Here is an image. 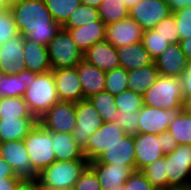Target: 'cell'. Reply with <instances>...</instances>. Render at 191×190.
I'll return each mask as SVG.
<instances>
[{
    "label": "cell",
    "instance_id": "49",
    "mask_svg": "<svg viewBox=\"0 0 191 190\" xmlns=\"http://www.w3.org/2000/svg\"><path fill=\"white\" fill-rule=\"evenodd\" d=\"M166 3L172 13L186 6L191 7V0H166Z\"/></svg>",
    "mask_w": 191,
    "mask_h": 190
},
{
    "label": "cell",
    "instance_id": "53",
    "mask_svg": "<svg viewBox=\"0 0 191 190\" xmlns=\"http://www.w3.org/2000/svg\"><path fill=\"white\" fill-rule=\"evenodd\" d=\"M102 1L103 0H81L83 5L91 6L96 9H98V7L101 5Z\"/></svg>",
    "mask_w": 191,
    "mask_h": 190
},
{
    "label": "cell",
    "instance_id": "18",
    "mask_svg": "<svg viewBox=\"0 0 191 190\" xmlns=\"http://www.w3.org/2000/svg\"><path fill=\"white\" fill-rule=\"evenodd\" d=\"M161 76L181 78L189 60L183 53L180 44H170L168 48L154 60Z\"/></svg>",
    "mask_w": 191,
    "mask_h": 190
},
{
    "label": "cell",
    "instance_id": "15",
    "mask_svg": "<svg viewBox=\"0 0 191 190\" xmlns=\"http://www.w3.org/2000/svg\"><path fill=\"white\" fill-rule=\"evenodd\" d=\"M160 134L138 133L134 136L136 171L164 157Z\"/></svg>",
    "mask_w": 191,
    "mask_h": 190
},
{
    "label": "cell",
    "instance_id": "30",
    "mask_svg": "<svg viewBox=\"0 0 191 190\" xmlns=\"http://www.w3.org/2000/svg\"><path fill=\"white\" fill-rule=\"evenodd\" d=\"M35 118L23 97L0 98V119Z\"/></svg>",
    "mask_w": 191,
    "mask_h": 190
},
{
    "label": "cell",
    "instance_id": "43",
    "mask_svg": "<svg viewBox=\"0 0 191 190\" xmlns=\"http://www.w3.org/2000/svg\"><path fill=\"white\" fill-rule=\"evenodd\" d=\"M180 40L191 37V7L186 6L173 12Z\"/></svg>",
    "mask_w": 191,
    "mask_h": 190
},
{
    "label": "cell",
    "instance_id": "31",
    "mask_svg": "<svg viewBox=\"0 0 191 190\" xmlns=\"http://www.w3.org/2000/svg\"><path fill=\"white\" fill-rule=\"evenodd\" d=\"M128 10L123 0H103L98 7L99 17L106 25L128 17Z\"/></svg>",
    "mask_w": 191,
    "mask_h": 190
},
{
    "label": "cell",
    "instance_id": "7",
    "mask_svg": "<svg viewBox=\"0 0 191 190\" xmlns=\"http://www.w3.org/2000/svg\"><path fill=\"white\" fill-rule=\"evenodd\" d=\"M168 189L189 187L191 183V145L180 144L164 155Z\"/></svg>",
    "mask_w": 191,
    "mask_h": 190
},
{
    "label": "cell",
    "instance_id": "5",
    "mask_svg": "<svg viewBox=\"0 0 191 190\" xmlns=\"http://www.w3.org/2000/svg\"><path fill=\"white\" fill-rule=\"evenodd\" d=\"M23 142L29 160L38 173L56 161L52 146V132L46 130L39 122L23 139Z\"/></svg>",
    "mask_w": 191,
    "mask_h": 190
},
{
    "label": "cell",
    "instance_id": "11",
    "mask_svg": "<svg viewBox=\"0 0 191 190\" xmlns=\"http://www.w3.org/2000/svg\"><path fill=\"white\" fill-rule=\"evenodd\" d=\"M125 136V132L115 122H103L82 150L84 158L88 162L94 161L106 148L118 143Z\"/></svg>",
    "mask_w": 191,
    "mask_h": 190
},
{
    "label": "cell",
    "instance_id": "13",
    "mask_svg": "<svg viewBox=\"0 0 191 190\" xmlns=\"http://www.w3.org/2000/svg\"><path fill=\"white\" fill-rule=\"evenodd\" d=\"M183 109L154 108L143 105L139 110V133L160 134L168 130L169 124L178 117Z\"/></svg>",
    "mask_w": 191,
    "mask_h": 190
},
{
    "label": "cell",
    "instance_id": "46",
    "mask_svg": "<svg viewBox=\"0 0 191 190\" xmlns=\"http://www.w3.org/2000/svg\"><path fill=\"white\" fill-rule=\"evenodd\" d=\"M161 148L164 155L172 153L173 150L178 146L175 138L171 135L170 132L164 131L161 133Z\"/></svg>",
    "mask_w": 191,
    "mask_h": 190
},
{
    "label": "cell",
    "instance_id": "36",
    "mask_svg": "<svg viewBox=\"0 0 191 190\" xmlns=\"http://www.w3.org/2000/svg\"><path fill=\"white\" fill-rule=\"evenodd\" d=\"M100 19L98 9L81 4L62 25V29L79 28Z\"/></svg>",
    "mask_w": 191,
    "mask_h": 190
},
{
    "label": "cell",
    "instance_id": "59",
    "mask_svg": "<svg viewBox=\"0 0 191 190\" xmlns=\"http://www.w3.org/2000/svg\"><path fill=\"white\" fill-rule=\"evenodd\" d=\"M168 190H191V186H189V187L170 188Z\"/></svg>",
    "mask_w": 191,
    "mask_h": 190
},
{
    "label": "cell",
    "instance_id": "24",
    "mask_svg": "<svg viewBox=\"0 0 191 190\" xmlns=\"http://www.w3.org/2000/svg\"><path fill=\"white\" fill-rule=\"evenodd\" d=\"M23 54L26 70L35 73H45L52 70L46 46L25 38Z\"/></svg>",
    "mask_w": 191,
    "mask_h": 190
},
{
    "label": "cell",
    "instance_id": "38",
    "mask_svg": "<svg viewBox=\"0 0 191 190\" xmlns=\"http://www.w3.org/2000/svg\"><path fill=\"white\" fill-rule=\"evenodd\" d=\"M141 43L144 45L153 60L159 57L170 45L166 39L160 36L153 29L144 31Z\"/></svg>",
    "mask_w": 191,
    "mask_h": 190
},
{
    "label": "cell",
    "instance_id": "4",
    "mask_svg": "<svg viewBox=\"0 0 191 190\" xmlns=\"http://www.w3.org/2000/svg\"><path fill=\"white\" fill-rule=\"evenodd\" d=\"M88 165L87 160L55 161L39 173L37 182L44 187L72 190Z\"/></svg>",
    "mask_w": 191,
    "mask_h": 190
},
{
    "label": "cell",
    "instance_id": "42",
    "mask_svg": "<svg viewBox=\"0 0 191 190\" xmlns=\"http://www.w3.org/2000/svg\"><path fill=\"white\" fill-rule=\"evenodd\" d=\"M19 34L10 10L0 11V45Z\"/></svg>",
    "mask_w": 191,
    "mask_h": 190
},
{
    "label": "cell",
    "instance_id": "21",
    "mask_svg": "<svg viewBox=\"0 0 191 190\" xmlns=\"http://www.w3.org/2000/svg\"><path fill=\"white\" fill-rule=\"evenodd\" d=\"M83 59L104 72L120 67L117 48L105 40L87 49L83 53Z\"/></svg>",
    "mask_w": 191,
    "mask_h": 190
},
{
    "label": "cell",
    "instance_id": "34",
    "mask_svg": "<svg viewBox=\"0 0 191 190\" xmlns=\"http://www.w3.org/2000/svg\"><path fill=\"white\" fill-rule=\"evenodd\" d=\"M47 9L52 18L61 26L72 15L78 6L82 4L81 0H44Z\"/></svg>",
    "mask_w": 191,
    "mask_h": 190
},
{
    "label": "cell",
    "instance_id": "26",
    "mask_svg": "<svg viewBox=\"0 0 191 190\" xmlns=\"http://www.w3.org/2000/svg\"><path fill=\"white\" fill-rule=\"evenodd\" d=\"M117 55L120 66L127 71L142 68L154 63V60L141 42L117 48Z\"/></svg>",
    "mask_w": 191,
    "mask_h": 190
},
{
    "label": "cell",
    "instance_id": "55",
    "mask_svg": "<svg viewBox=\"0 0 191 190\" xmlns=\"http://www.w3.org/2000/svg\"><path fill=\"white\" fill-rule=\"evenodd\" d=\"M183 109L191 114V97H188L184 100V106H183Z\"/></svg>",
    "mask_w": 191,
    "mask_h": 190
},
{
    "label": "cell",
    "instance_id": "39",
    "mask_svg": "<svg viewBox=\"0 0 191 190\" xmlns=\"http://www.w3.org/2000/svg\"><path fill=\"white\" fill-rule=\"evenodd\" d=\"M115 103L120 112L139 111L144 105L143 95L128 89L115 95Z\"/></svg>",
    "mask_w": 191,
    "mask_h": 190
},
{
    "label": "cell",
    "instance_id": "14",
    "mask_svg": "<svg viewBox=\"0 0 191 190\" xmlns=\"http://www.w3.org/2000/svg\"><path fill=\"white\" fill-rule=\"evenodd\" d=\"M144 30L131 17L106 25L105 41L120 48L133 43H140Z\"/></svg>",
    "mask_w": 191,
    "mask_h": 190
},
{
    "label": "cell",
    "instance_id": "8",
    "mask_svg": "<svg viewBox=\"0 0 191 190\" xmlns=\"http://www.w3.org/2000/svg\"><path fill=\"white\" fill-rule=\"evenodd\" d=\"M0 157L12 167L16 177L22 180H37L39 173L29 160L23 140L0 142Z\"/></svg>",
    "mask_w": 191,
    "mask_h": 190
},
{
    "label": "cell",
    "instance_id": "50",
    "mask_svg": "<svg viewBox=\"0 0 191 190\" xmlns=\"http://www.w3.org/2000/svg\"><path fill=\"white\" fill-rule=\"evenodd\" d=\"M2 177H15L12 167L0 157V178Z\"/></svg>",
    "mask_w": 191,
    "mask_h": 190
},
{
    "label": "cell",
    "instance_id": "25",
    "mask_svg": "<svg viewBox=\"0 0 191 190\" xmlns=\"http://www.w3.org/2000/svg\"><path fill=\"white\" fill-rule=\"evenodd\" d=\"M35 79L36 73L26 69L18 74L0 72V98L23 97L27 86H30Z\"/></svg>",
    "mask_w": 191,
    "mask_h": 190
},
{
    "label": "cell",
    "instance_id": "45",
    "mask_svg": "<svg viewBox=\"0 0 191 190\" xmlns=\"http://www.w3.org/2000/svg\"><path fill=\"white\" fill-rule=\"evenodd\" d=\"M125 190H156L141 171H135L125 182Z\"/></svg>",
    "mask_w": 191,
    "mask_h": 190
},
{
    "label": "cell",
    "instance_id": "1",
    "mask_svg": "<svg viewBox=\"0 0 191 190\" xmlns=\"http://www.w3.org/2000/svg\"><path fill=\"white\" fill-rule=\"evenodd\" d=\"M9 10L20 34L46 47L62 28L53 20L44 0H24Z\"/></svg>",
    "mask_w": 191,
    "mask_h": 190
},
{
    "label": "cell",
    "instance_id": "23",
    "mask_svg": "<svg viewBox=\"0 0 191 190\" xmlns=\"http://www.w3.org/2000/svg\"><path fill=\"white\" fill-rule=\"evenodd\" d=\"M76 45L83 53L94 44L104 41L106 35V24L99 19L79 28L67 30Z\"/></svg>",
    "mask_w": 191,
    "mask_h": 190
},
{
    "label": "cell",
    "instance_id": "54",
    "mask_svg": "<svg viewBox=\"0 0 191 190\" xmlns=\"http://www.w3.org/2000/svg\"><path fill=\"white\" fill-rule=\"evenodd\" d=\"M5 1V4H6V7L8 9L18 5L19 3H21L22 1L24 0H4Z\"/></svg>",
    "mask_w": 191,
    "mask_h": 190
},
{
    "label": "cell",
    "instance_id": "37",
    "mask_svg": "<svg viewBox=\"0 0 191 190\" xmlns=\"http://www.w3.org/2000/svg\"><path fill=\"white\" fill-rule=\"evenodd\" d=\"M128 71L123 67H117L107 71L105 76V91L112 95H118L128 90Z\"/></svg>",
    "mask_w": 191,
    "mask_h": 190
},
{
    "label": "cell",
    "instance_id": "44",
    "mask_svg": "<svg viewBox=\"0 0 191 190\" xmlns=\"http://www.w3.org/2000/svg\"><path fill=\"white\" fill-rule=\"evenodd\" d=\"M72 190H101L96 173L87 166L80 174Z\"/></svg>",
    "mask_w": 191,
    "mask_h": 190
},
{
    "label": "cell",
    "instance_id": "16",
    "mask_svg": "<svg viewBox=\"0 0 191 190\" xmlns=\"http://www.w3.org/2000/svg\"><path fill=\"white\" fill-rule=\"evenodd\" d=\"M89 164H115L131 166L136 171L134 136L126 135L118 143L106 148Z\"/></svg>",
    "mask_w": 191,
    "mask_h": 190
},
{
    "label": "cell",
    "instance_id": "60",
    "mask_svg": "<svg viewBox=\"0 0 191 190\" xmlns=\"http://www.w3.org/2000/svg\"><path fill=\"white\" fill-rule=\"evenodd\" d=\"M115 190H125L124 186H120V189H115Z\"/></svg>",
    "mask_w": 191,
    "mask_h": 190
},
{
    "label": "cell",
    "instance_id": "51",
    "mask_svg": "<svg viewBox=\"0 0 191 190\" xmlns=\"http://www.w3.org/2000/svg\"><path fill=\"white\" fill-rule=\"evenodd\" d=\"M16 190H39V183L37 180H23Z\"/></svg>",
    "mask_w": 191,
    "mask_h": 190
},
{
    "label": "cell",
    "instance_id": "28",
    "mask_svg": "<svg viewBox=\"0 0 191 190\" xmlns=\"http://www.w3.org/2000/svg\"><path fill=\"white\" fill-rule=\"evenodd\" d=\"M37 123L36 118L0 119V142L23 140Z\"/></svg>",
    "mask_w": 191,
    "mask_h": 190
},
{
    "label": "cell",
    "instance_id": "17",
    "mask_svg": "<svg viewBox=\"0 0 191 190\" xmlns=\"http://www.w3.org/2000/svg\"><path fill=\"white\" fill-rule=\"evenodd\" d=\"M55 87L60 101L80 102L83 90L76 67L52 70Z\"/></svg>",
    "mask_w": 191,
    "mask_h": 190
},
{
    "label": "cell",
    "instance_id": "56",
    "mask_svg": "<svg viewBox=\"0 0 191 190\" xmlns=\"http://www.w3.org/2000/svg\"><path fill=\"white\" fill-rule=\"evenodd\" d=\"M126 7L128 9H130L131 7H133L134 5H136L140 0H123Z\"/></svg>",
    "mask_w": 191,
    "mask_h": 190
},
{
    "label": "cell",
    "instance_id": "22",
    "mask_svg": "<svg viewBox=\"0 0 191 190\" xmlns=\"http://www.w3.org/2000/svg\"><path fill=\"white\" fill-rule=\"evenodd\" d=\"M83 90V100L105 91L106 72L82 59L76 66Z\"/></svg>",
    "mask_w": 191,
    "mask_h": 190
},
{
    "label": "cell",
    "instance_id": "33",
    "mask_svg": "<svg viewBox=\"0 0 191 190\" xmlns=\"http://www.w3.org/2000/svg\"><path fill=\"white\" fill-rule=\"evenodd\" d=\"M168 132L175 138L178 145H191V114L183 109L169 124Z\"/></svg>",
    "mask_w": 191,
    "mask_h": 190
},
{
    "label": "cell",
    "instance_id": "48",
    "mask_svg": "<svg viewBox=\"0 0 191 190\" xmlns=\"http://www.w3.org/2000/svg\"><path fill=\"white\" fill-rule=\"evenodd\" d=\"M23 180L19 177H2L0 178V190H16Z\"/></svg>",
    "mask_w": 191,
    "mask_h": 190
},
{
    "label": "cell",
    "instance_id": "3",
    "mask_svg": "<svg viewBox=\"0 0 191 190\" xmlns=\"http://www.w3.org/2000/svg\"><path fill=\"white\" fill-rule=\"evenodd\" d=\"M143 104L154 108L183 109L184 95L180 78L159 76L144 93Z\"/></svg>",
    "mask_w": 191,
    "mask_h": 190
},
{
    "label": "cell",
    "instance_id": "32",
    "mask_svg": "<svg viewBox=\"0 0 191 190\" xmlns=\"http://www.w3.org/2000/svg\"><path fill=\"white\" fill-rule=\"evenodd\" d=\"M102 118V122H113L118 111L115 103V95L103 91L88 98Z\"/></svg>",
    "mask_w": 191,
    "mask_h": 190
},
{
    "label": "cell",
    "instance_id": "41",
    "mask_svg": "<svg viewBox=\"0 0 191 190\" xmlns=\"http://www.w3.org/2000/svg\"><path fill=\"white\" fill-rule=\"evenodd\" d=\"M153 30L166 39L170 44H175L180 41L173 13L159 22Z\"/></svg>",
    "mask_w": 191,
    "mask_h": 190
},
{
    "label": "cell",
    "instance_id": "29",
    "mask_svg": "<svg viewBox=\"0 0 191 190\" xmlns=\"http://www.w3.org/2000/svg\"><path fill=\"white\" fill-rule=\"evenodd\" d=\"M128 89L144 94L160 76L155 63L128 71Z\"/></svg>",
    "mask_w": 191,
    "mask_h": 190
},
{
    "label": "cell",
    "instance_id": "20",
    "mask_svg": "<svg viewBox=\"0 0 191 190\" xmlns=\"http://www.w3.org/2000/svg\"><path fill=\"white\" fill-rule=\"evenodd\" d=\"M100 182L101 190H115L124 186L128 178L135 172L131 166L115 164H89Z\"/></svg>",
    "mask_w": 191,
    "mask_h": 190
},
{
    "label": "cell",
    "instance_id": "6",
    "mask_svg": "<svg viewBox=\"0 0 191 190\" xmlns=\"http://www.w3.org/2000/svg\"><path fill=\"white\" fill-rule=\"evenodd\" d=\"M47 48L52 70L74 68L83 59V51L79 49L68 31L62 28Z\"/></svg>",
    "mask_w": 191,
    "mask_h": 190
},
{
    "label": "cell",
    "instance_id": "52",
    "mask_svg": "<svg viewBox=\"0 0 191 190\" xmlns=\"http://www.w3.org/2000/svg\"><path fill=\"white\" fill-rule=\"evenodd\" d=\"M178 43L180 44V47L187 59L191 61V37L184 40H180Z\"/></svg>",
    "mask_w": 191,
    "mask_h": 190
},
{
    "label": "cell",
    "instance_id": "35",
    "mask_svg": "<svg viewBox=\"0 0 191 190\" xmlns=\"http://www.w3.org/2000/svg\"><path fill=\"white\" fill-rule=\"evenodd\" d=\"M140 171L156 190H168L164 157L155 160Z\"/></svg>",
    "mask_w": 191,
    "mask_h": 190
},
{
    "label": "cell",
    "instance_id": "10",
    "mask_svg": "<svg viewBox=\"0 0 191 190\" xmlns=\"http://www.w3.org/2000/svg\"><path fill=\"white\" fill-rule=\"evenodd\" d=\"M38 122L48 131L72 134L76 127V103L59 101Z\"/></svg>",
    "mask_w": 191,
    "mask_h": 190
},
{
    "label": "cell",
    "instance_id": "19",
    "mask_svg": "<svg viewBox=\"0 0 191 190\" xmlns=\"http://www.w3.org/2000/svg\"><path fill=\"white\" fill-rule=\"evenodd\" d=\"M24 42L25 37L19 34L0 45V72L18 74L25 69L23 61Z\"/></svg>",
    "mask_w": 191,
    "mask_h": 190
},
{
    "label": "cell",
    "instance_id": "40",
    "mask_svg": "<svg viewBox=\"0 0 191 190\" xmlns=\"http://www.w3.org/2000/svg\"><path fill=\"white\" fill-rule=\"evenodd\" d=\"M139 111L120 112L115 114L114 121L128 136H135L139 133Z\"/></svg>",
    "mask_w": 191,
    "mask_h": 190
},
{
    "label": "cell",
    "instance_id": "58",
    "mask_svg": "<svg viewBox=\"0 0 191 190\" xmlns=\"http://www.w3.org/2000/svg\"><path fill=\"white\" fill-rule=\"evenodd\" d=\"M39 190H64V189L50 188V187H44L39 185Z\"/></svg>",
    "mask_w": 191,
    "mask_h": 190
},
{
    "label": "cell",
    "instance_id": "12",
    "mask_svg": "<svg viewBox=\"0 0 191 190\" xmlns=\"http://www.w3.org/2000/svg\"><path fill=\"white\" fill-rule=\"evenodd\" d=\"M128 12L129 17L134 19L144 31L153 29L172 14L166 0H140Z\"/></svg>",
    "mask_w": 191,
    "mask_h": 190
},
{
    "label": "cell",
    "instance_id": "2",
    "mask_svg": "<svg viewBox=\"0 0 191 190\" xmlns=\"http://www.w3.org/2000/svg\"><path fill=\"white\" fill-rule=\"evenodd\" d=\"M23 99L27 103L30 113L37 120L59 102L52 70L36 73V79L30 86H27Z\"/></svg>",
    "mask_w": 191,
    "mask_h": 190
},
{
    "label": "cell",
    "instance_id": "47",
    "mask_svg": "<svg viewBox=\"0 0 191 190\" xmlns=\"http://www.w3.org/2000/svg\"><path fill=\"white\" fill-rule=\"evenodd\" d=\"M180 79L185 100L186 98L191 97V61H189L188 66Z\"/></svg>",
    "mask_w": 191,
    "mask_h": 190
},
{
    "label": "cell",
    "instance_id": "27",
    "mask_svg": "<svg viewBox=\"0 0 191 190\" xmlns=\"http://www.w3.org/2000/svg\"><path fill=\"white\" fill-rule=\"evenodd\" d=\"M52 146L56 161L86 160L70 133L52 132Z\"/></svg>",
    "mask_w": 191,
    "mask_h": 190
},
{
    "label": "cell",
    "instance_id": "57",
    "mask_svg": "<svg viewBox=\"0 0 191 190\" xmlns=\"http://www.w3.org/2000/svg\"><path fill=\"white\" fill-rule=\"evenodd\" d=\"M5 10H8V8L6 7L5 1L0 0V11H5Z\"/></svg>",
    "mask_w": 191,
    "mask_h": 190
},
{
    "label": "cell",
    "instance_id": "9",
    "mask_svg": "<svg viewBox=\"0 0 191 190\" xmlns=\"http://www.w3.org/2000/svg\"><path fill=\"white\" fill-rule=\"evenodd\" d=\"M102 118L88 99L76 103V127L72 132L73 139L83 150L90 136L101 127Z\"/></svg>",
    "mask_w": 191,
    "mask_h": 190
}]
</instances>
